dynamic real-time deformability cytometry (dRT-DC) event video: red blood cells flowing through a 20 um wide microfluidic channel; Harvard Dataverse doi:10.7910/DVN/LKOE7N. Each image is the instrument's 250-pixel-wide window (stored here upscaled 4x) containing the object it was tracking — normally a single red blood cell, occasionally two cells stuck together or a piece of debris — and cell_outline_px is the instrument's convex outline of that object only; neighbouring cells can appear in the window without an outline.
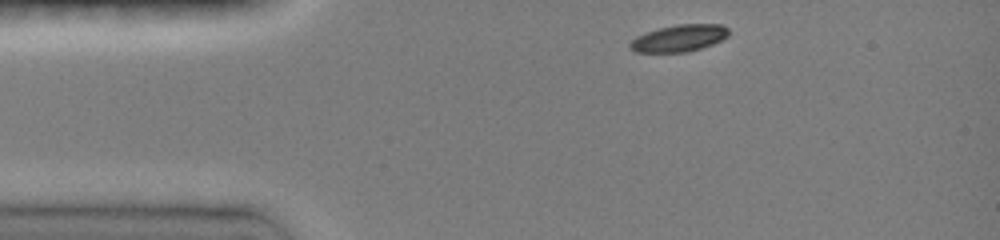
{"species": "common noctule bat (a hibernating species)", "species_latin": "Nyctalus noctula", "temperature_condition": "room temperature", "stored_images_in_passage": 41, "camera_frame_rate_fps": 3000, "um_per_image_px": 0.085, "animal": {"sex": "female", "body_mass_g": 19.0, "forearm_length_mm": 51.5}, "frame": {"image": 1, "passage_image": 1, "time_ms": 0.0, "image_size_px": [1000, 240], "cell_outline_px": [[728, 36], [712, 44], [688, 52], [636, 52], [628, 48], [628, 44], [636, 36], [644, 32], [676, 24], [720, 24], [728, 28]], "centroid_in_image_um": [57.68, 3.24], "position_along_channel_um": 27.3, "area_um2": 15.49}}
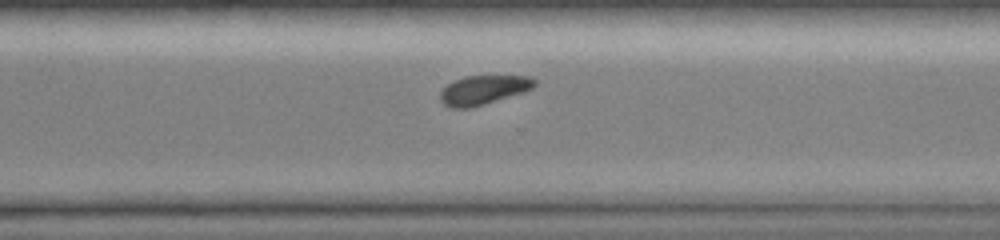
{"frame": {"image": 2, "passage_image": 27, "time_ms": 8.667, "image_size_px": [1000, 240], "cell_outline_px": [[536, 84], [532, 88], [524, 92], [472, 108], [452, 108], [444, 104], [440, 100], [440, 92], [452, 80], [464, 76], [532, 76], [536, 80]], "centroid_in_image_um": [41.09, 7.64], "position_along_channel_um": 329.5, "area_um2": 16.13}}
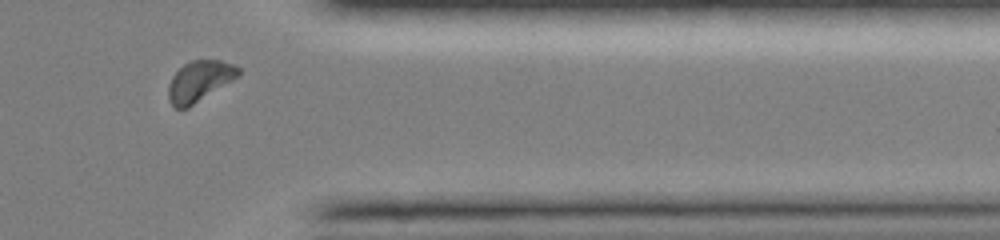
{"frame": {"image": 3, "passage_image": 37, "time_ms": 10.333, "image_size_px": [1000, 240], "cell_outline_px": [[240, 72], [232, 80], [188, 108], [176, 108], [168, 100], [168, 84], [172, 76], [184, 64], [192, 60], [220, 60], [232, 64], [240, 68]], "centroid_in_image_um": [16.92, 6.9], "position_along_channel_um": 394.5, "area_um2": 16.36}, "authors_computed_cell_mechanics": {"area_um2": 16.5308, "velocity_mm_per_s": 4.0411, "shape_relaxation_time_tau1_ms": 1.8369, "shape_relaxation_time_tau2_ms": null, "deformation_change_tau1": 0.091, "deformation_change_tau2": null}}